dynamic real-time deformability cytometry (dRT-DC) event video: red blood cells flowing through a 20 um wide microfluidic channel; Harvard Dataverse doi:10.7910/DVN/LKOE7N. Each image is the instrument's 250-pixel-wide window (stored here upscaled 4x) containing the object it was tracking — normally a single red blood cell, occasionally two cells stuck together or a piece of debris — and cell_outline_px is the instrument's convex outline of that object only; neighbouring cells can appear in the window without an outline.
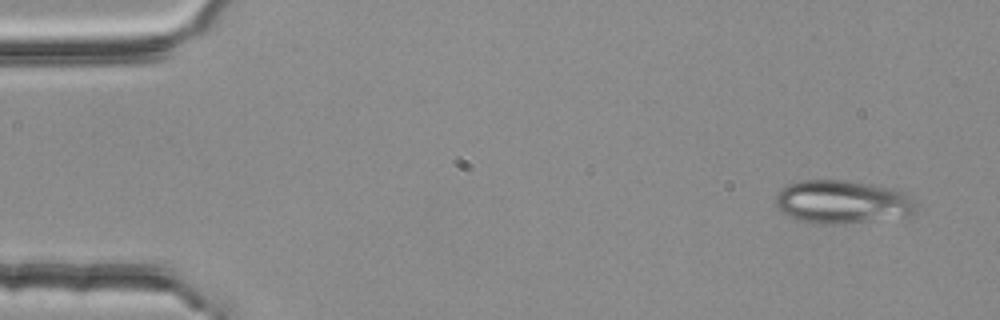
{"species": "common noctule bat (a hibernating species)", "species_latin": "Nyctalus noctula", "temperature_condition": "room temperature", "stored_images_in_passage": 5, "camera_frame_rate_fps": 3000, "um_per_image_px": 0.085, "animal": {"sex": "female", "body_mass_g": 25.1}, "frame": {"image": 1, "passage_image": 1, "time_ms": 0.0, "image_size_px": [1000, 320], "cell_outline_px": [[916, 212], [908, 216], [844, 224], [820, 224], [796, 220], [780, 212], [776, 204], [776, 196], [780, 188], [788, 184], [800, 180], [844, 180], [872, 184], [892, 188], [904, 192], [912, 200], [916, 208]], "centroid_in_image_um": [71.56, 17.17], "position_along_channel_um": 13.4, "area_um2": 35.72}}